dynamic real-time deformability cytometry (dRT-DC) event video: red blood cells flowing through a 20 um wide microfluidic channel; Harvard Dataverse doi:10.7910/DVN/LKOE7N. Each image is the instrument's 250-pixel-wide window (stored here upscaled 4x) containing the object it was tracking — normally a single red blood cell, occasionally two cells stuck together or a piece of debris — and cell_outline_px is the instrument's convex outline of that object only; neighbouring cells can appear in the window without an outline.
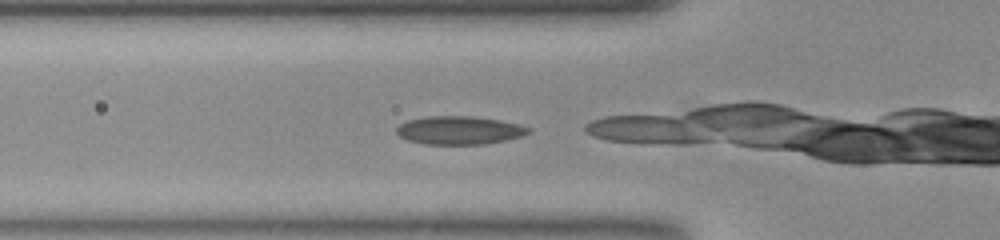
{"species": "common noctule bat (a hibernating species)", "species_latin": "Nyctalus noctula", "temperature_condition": "room temperature", "stored_images_in_passage": 26, "camera_frame_rate_fps": 3000, "um_per_image_px": 0.085, "animal": {"sex": "female", "body_mass_g": 23.0, "forearm_length_mm": 53.4}, "frame": {"image": 1, "passage_image": 2, "time_ms": 0.333, "image_size_px": [1000, 240], "cell_outline_px": [[532, 128], [528, 132], [520, 136], [504, 140], [484, 144], [424, 144], [408, 140], [400, 136], [396, 132], [396, 128], [400, 124], [408, 120], [428, 116], [472, 116], [500, 120], [520, 124]], "centroid_in_image_um": [39.03, 11.07], "position_along_channel_um": 86.8, "area_um2": 21.62}}
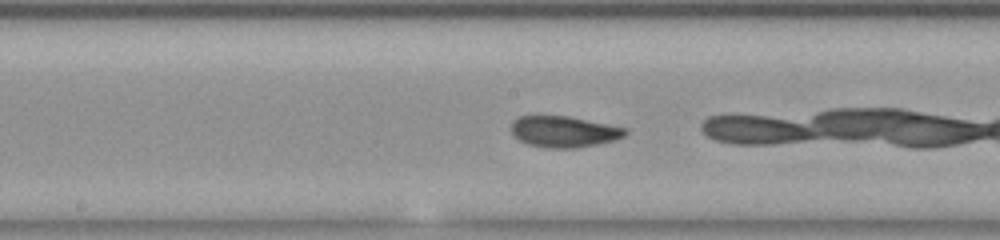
{"frame": {"image": 2, "passage_image": 11, "time_ms": 3.333, "image_size_px": [1000, 240], "cell_outline_px": [[628, 132], [624, 136], [612, 140], [596, 144], [576, 148], [552, 148], [528, 144], [520, 140], [512, 132], [512, 120], [520, 116], [536, 112], [568, 116], [624, 128]], "centroid_in_image_um": [47.84, 11.14], "position_along_channel_um": 200.4, "area_um2": 20.92}}
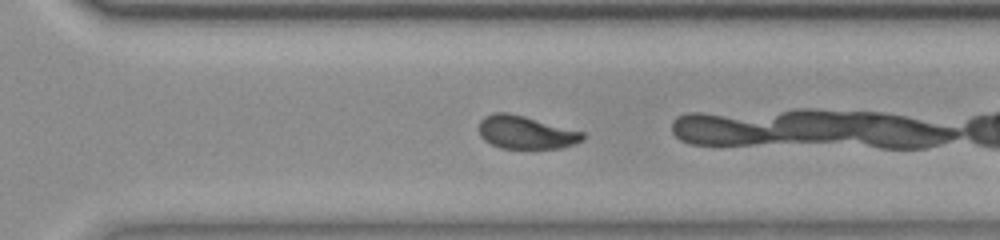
{"frame": {"image": 3, "passage_image": 21, "time_ms": 6.667, "image_size_px": [1000, 240], "cell_outline_px": [[584, 136], [580, 140], [572, 144], [560, 148], [500, 148], [484, 140], [480, 136], [480, 120], [484, 116], [492, 112], [508, 112], [524, 116], [584, 132]], "centroid_in_image_um": [44.64, 11.24], "position_along_channel_um": 326.0, "area_um2": 19.77}}